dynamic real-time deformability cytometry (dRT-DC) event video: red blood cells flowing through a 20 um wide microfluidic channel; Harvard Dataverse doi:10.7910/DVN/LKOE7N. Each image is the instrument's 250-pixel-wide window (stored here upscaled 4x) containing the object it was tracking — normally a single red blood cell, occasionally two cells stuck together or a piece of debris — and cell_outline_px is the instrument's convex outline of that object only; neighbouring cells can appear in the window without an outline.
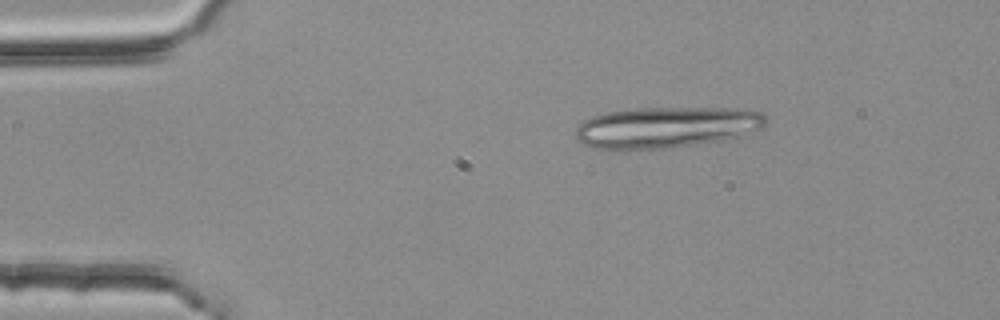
{"species": "common noctule bat (a hibernating species)", "species_latin": "Nyctalus noctula", "temperature_condition": "room temperature", "stored_images_in_passage": 5, "camera_frame_rate_fps": 3000, "um_per_image_px": 0.085, "animal": {"sex": "female", "body_mass_g": 25.1}, "frame": {"image": 1, "passage_image": 2, "time_ms": 0.333, "image_size_px": [1000, 320], "cell_outline_px": [[768, 124], [760, 128], [740, 136], [720, 140], [664, 148], [628, 152], [604, 152], [592, 148], [576, 140], [576, 128], [584, 120], [592, 116], [604, 112], [636, 108], [736, 108], [760, 112], [768, 120]], "centroid_in_image_um": [56.52, 10.85], "position_along_channel_um": 28.5, "area_um2": 46.47}}